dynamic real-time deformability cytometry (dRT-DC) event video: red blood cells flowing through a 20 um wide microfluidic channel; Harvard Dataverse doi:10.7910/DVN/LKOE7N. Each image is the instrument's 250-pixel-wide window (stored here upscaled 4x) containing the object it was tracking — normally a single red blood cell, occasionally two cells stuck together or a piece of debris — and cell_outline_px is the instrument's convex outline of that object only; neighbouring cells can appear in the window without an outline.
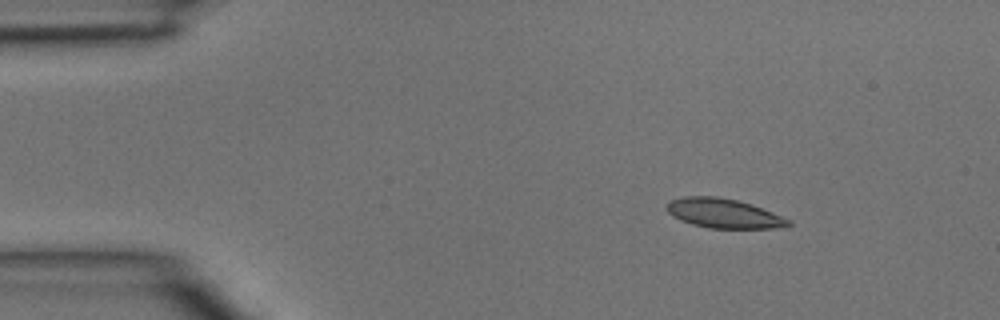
{"species": "common noctule bat (a hibernating species)", "species_latin": "Nyctalus noctula", "temperature_condition": "room temperature", "stored_images_in_passage": 4, "camera_frame_rate_fps": 3000, "um_per_image_px": 0.085, "animal": {"sex": "male", "body_mass_g": 15.6}, "frame": {"image": 1, "passage_image": 1, "time_ms": 0.0, "image_size_px": [1000, 320], "cell_outline_px": [[792, 224], [784, 228], [708, 228], [692, 224], [680, 220], [672, 216], [668, 212], [664, 204], [672, 200], [684, 196], [716, 196], [736, 200], [752, 204], [792, 220]], "centroid_in_image_um": [61.52, 18.14], "position_along_channel_um": 23.5, "area_um2": 21.04}}